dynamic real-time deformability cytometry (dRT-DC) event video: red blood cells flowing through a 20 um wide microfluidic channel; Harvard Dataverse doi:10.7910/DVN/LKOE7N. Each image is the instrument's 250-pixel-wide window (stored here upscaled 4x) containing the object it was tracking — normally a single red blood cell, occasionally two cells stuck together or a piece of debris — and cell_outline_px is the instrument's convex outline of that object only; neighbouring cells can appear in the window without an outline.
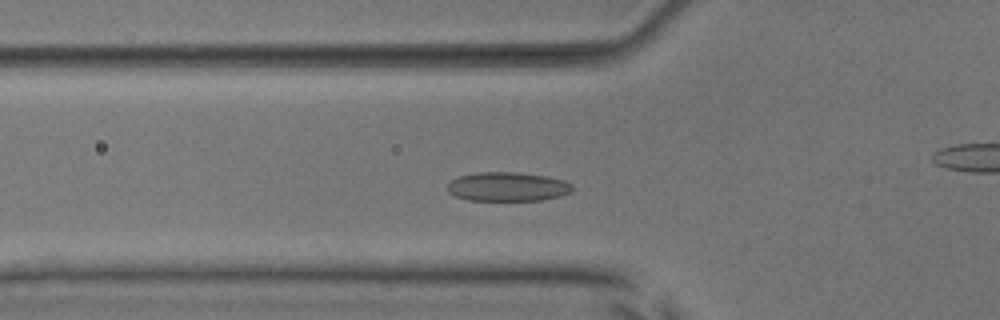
{"species": "common noctule bat (a hibernating species)", "species_latin": "Nyctalus noctula", "temperature_condition": "room temperature", "stored_images_in_passage": 51, "camera_frame_rate_fps": 3000, "um_per_image_px": 0.085, "animal": {"sex": "male", "body_mass_g": 17.9, "forearm_length_mm": 54.2}, "frame": {"image": 1, "passage_image": 16, "time_ms": 5.0, "image_size_px": [1000, 320], "cell_outline_px": [[572, 192], [560, 196], [540, 200], [468, 200], [456, 196], [448, 192], [448, 184], [452, 180], [460, 176], [476, 172], [512, 172], [548, 176], [564, 180], [572, 184]], "centroid_in_image_um": [43.16, 15.86], "position_along_channel_um": 82.6, "area_um2": 21.1}}
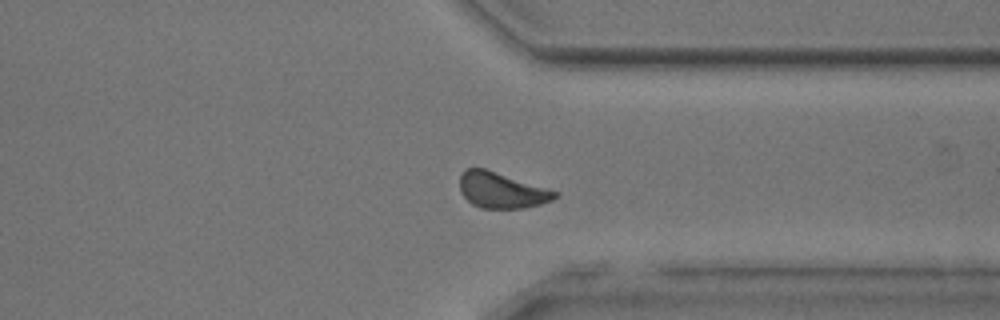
{"frame": {"image": 2, "passage_image": 38, "time_ms": 12.333, "image_size_px": [1000, 320], "cell_outline_px": [[560, 196], [552, 200], [540, 204], [524, 208], [480, 208], [472, 204], [460, 192], [460, 172], [464, 168], [484, 168], [548, 188], [560, 192]], "centroid_in_image_um": [42.64, 16.16], "position_along_channel_um": 368.8, "area_um2": 20.0}}
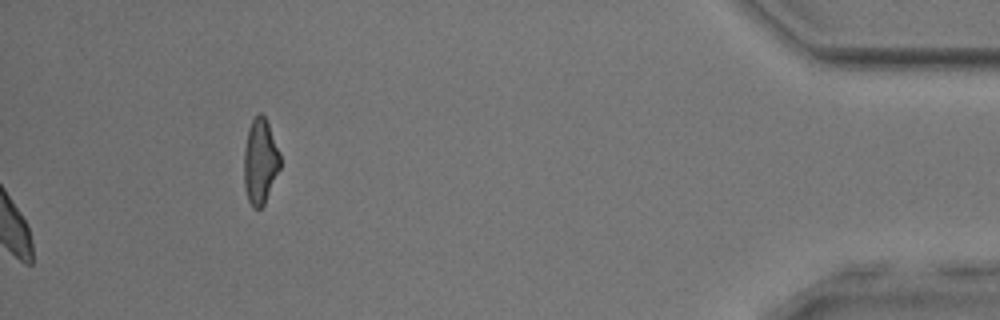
{"frame": {"image": 3, "passage_image": 51, "time_ms": 16.667, "image_size_px": [1000, 320], "cell_outline_px": [[280, 168], [264, 204], [260, 208], [252, 208], [248, 200], [244, 188], [244, 148], [248, 128], [252, 120], [260, 112], [264, 116], [268, 124], [280, 152]], "centroid_in_image_um": [22.1, 13.73], "position_along_channel_um": 413.1, "area_um2": 17.98}, "authors_computed_cell_mechanics": {"area_um2": 19.941, "velocity_mm_per_s": 3.9029, "shape_relaxation_time_tau1_ms": 2.1872, "shape_relaxation_time_tau2_ms": 2.0227, "deformation_change_tau1": 0.0541, "deformation_change_tau2": 0.064}}